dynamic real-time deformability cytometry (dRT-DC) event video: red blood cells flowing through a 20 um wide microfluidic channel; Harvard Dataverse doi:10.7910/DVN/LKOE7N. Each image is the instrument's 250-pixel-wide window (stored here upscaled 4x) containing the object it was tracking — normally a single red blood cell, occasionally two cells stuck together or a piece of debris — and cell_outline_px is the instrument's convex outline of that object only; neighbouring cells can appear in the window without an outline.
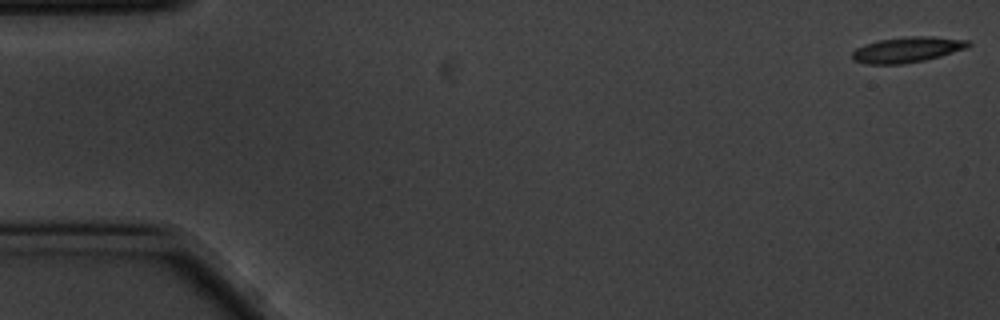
{"species": "common noctule bat (a hibernating species)", "species_latin": "Nyctalus noctula", "temperature_condition": "cold", "stored_images_in_passage": 57, "camera_frame_rate_fps": 3000, "um_per_image_px": 0.085, "animal": {"sex": "male", "body_mass_g": 20.1, "forearm_length_mm": 53.5}, "frame": {"image": 1, "passage_image": 1, "time_ms": 0.0, "image_size_px": [1000, 320], "cell_outline_px": [[972, 44], [968, 48], [940, 56], [924, 60], [900, 64], [868, 64], [852, 60], [852, 52], [856, 48], [864, 44], [880, 40], [904, 36], [932, 36], [968, 40]], "centroid_in_image_um": [77.12, 4.21], "position_along_channel_um": 7.9, "area_um2": 17.34}}
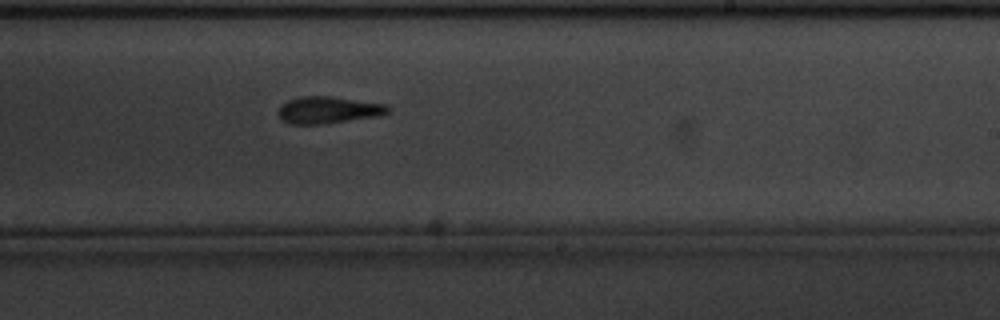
{"frame": {"image": 2, "passage_image": 34, "time_ms": 11.0, "image_size_px": [1000, 320], "cell_outline_px": [[392, 108], [384, 116], [324, 124], [288, 124], [280, 120], [276, 112], [288, 100], [300, 96], [332, 96], [388, 104]], "centroid_in_image_um": [27.95, 9.36], "position_along_channel_um": 261.0, "area_um2": 17.74}}
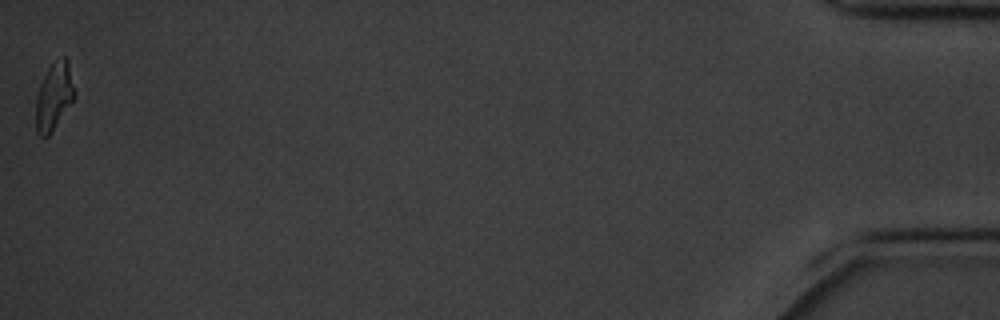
{"frame": {"image": 3, "passage_image": 57, "time_ms": 18.667, "image_size_px": [1000, 320], "cell_outline_px": [[76, 96], [48, 136], [44, 140], [36, 132], [36, 96], [40, 84], [48, 68], [52, 64], [64, 56], [68, 60], [76, 92]], "centroid_in_image_um": [4.59, 8.21], "position_along_channel_um": 430.6, "area_um2": 15.14}, "authors_computed_cell_mechanics": {"area_um2": 16.9354, "velocity_mm_per_s": 3.4814, "shape_relaxation_time_tau1_ms": 3.5675, "shape_relaxation_time_tau2_ms": 5.3136, "deformation_change_tau1": 0.144, "deformation_change_tau2": 0.1536}}